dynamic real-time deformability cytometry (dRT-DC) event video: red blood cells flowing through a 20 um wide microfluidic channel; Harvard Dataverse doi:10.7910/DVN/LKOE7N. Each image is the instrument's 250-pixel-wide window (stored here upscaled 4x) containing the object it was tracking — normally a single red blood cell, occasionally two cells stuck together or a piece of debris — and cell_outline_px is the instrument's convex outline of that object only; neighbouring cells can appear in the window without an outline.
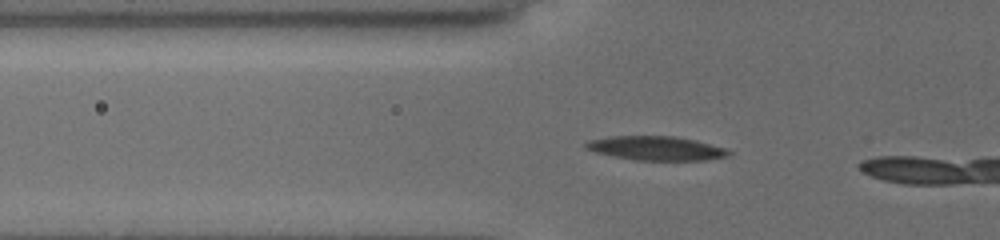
{"species": "common noctule bat (a hibernating species)", "species_latin": "Nyctalus noctula", "temperature_condition": "cold", "stored_images_in_passage": 9, "camera_frame_rate_fps": 3000, "um_per_image_px": 0.085, "animal": {"sex": "female", "body_mass_g": 19.5, "forearm_length_mm": 54.1}, "frame": {"image": 1, "passage_image": 6, "time_ms": 1.667, "image_size_px": [1000, 240], "cell_outline_px": [[732, 152], [728, 156], [704, 160], [636, 160], [596, 152], [584, 148], [584, 144], [588, 140], [608, 136], [676, 136], [724, 148]], "centroid_in_image_um": [55.72, 12.59], "position_along_channel_um": 70.1, "area_um2": 19.77}}